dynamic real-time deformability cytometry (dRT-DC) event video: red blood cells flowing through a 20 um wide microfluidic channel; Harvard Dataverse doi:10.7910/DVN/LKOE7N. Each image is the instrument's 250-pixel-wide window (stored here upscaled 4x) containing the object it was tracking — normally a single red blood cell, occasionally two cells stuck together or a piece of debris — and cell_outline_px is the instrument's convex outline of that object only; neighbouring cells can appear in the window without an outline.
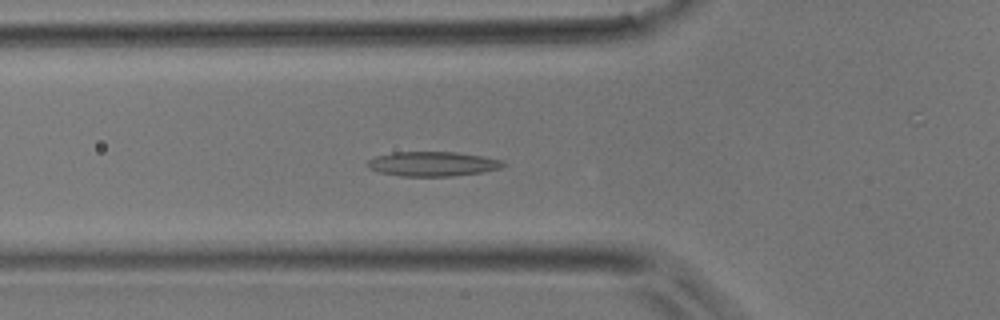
{"species": "common noctule bat (a hibernating species)", "species_latin": "Nyctalus noctula", "temperature_condition": "room temperature", "stored_images_in_passage": 43, "camera_frame_rate_fps": 3000, "um_per_image_px": 0.085, "animal": {"sex": "male", "body_mass_g": 17.9}, "frame": {"image": 1, "passage_image": 14, "time_ms": 4.333, "image_size_px": [1000, 320], "cell_outline_px": [[504, 164], [500, 168], [480, 172], [452, 176], [400, 176], [380, 172], [368, 168], [364, 164], [368, 160], [376, 156], [392, 152], [456, 152], [484, 156], [504, 160]], "centroid_in_image_um": [36.74, 13.92], "position_along_channel_um": 89.1, "area_um2": 19.48}}
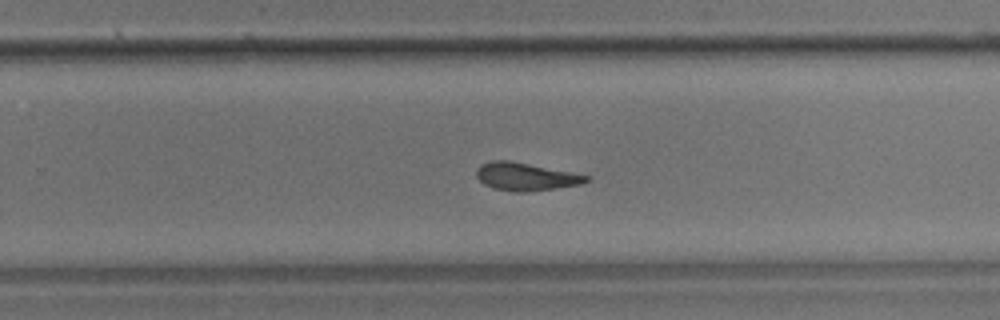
{"frame": {"image": 2, "passage_image": 27, "time_ms": 8.667, "image_size_px": [1000, 320], "cell_outline_px": [[592, 180], [580, 184], [556, 188], [524, 192], [512, 192], [492, 188], [484, 184], [476, 176], [476, 168], [480, 164], [488, 160], [508, 160], [592, 176]], "centroid_in_image_um": [44.66, 15.01], "position_along_channel_um": 285.1, "area_um2": 17.98}}
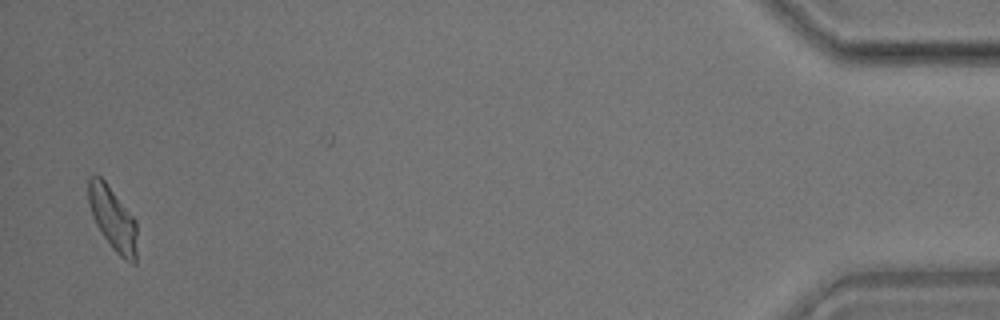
{"frame": {"image": 3, "passage_image": 42, "time_ms": 13.667, "image_size_px": [1000, 320], "cell_outline_px": [[136, 264], [132, 264], [124, 260], [112, 248], [96, 224], [92, 216], [88, 204], [88, 176], [96, 172], [104, 180], [136, 220]], "centroid_in_image_um": [9.57, 18.56], "position_along_channel_um": 425.6, "area_um2": 18.03}}